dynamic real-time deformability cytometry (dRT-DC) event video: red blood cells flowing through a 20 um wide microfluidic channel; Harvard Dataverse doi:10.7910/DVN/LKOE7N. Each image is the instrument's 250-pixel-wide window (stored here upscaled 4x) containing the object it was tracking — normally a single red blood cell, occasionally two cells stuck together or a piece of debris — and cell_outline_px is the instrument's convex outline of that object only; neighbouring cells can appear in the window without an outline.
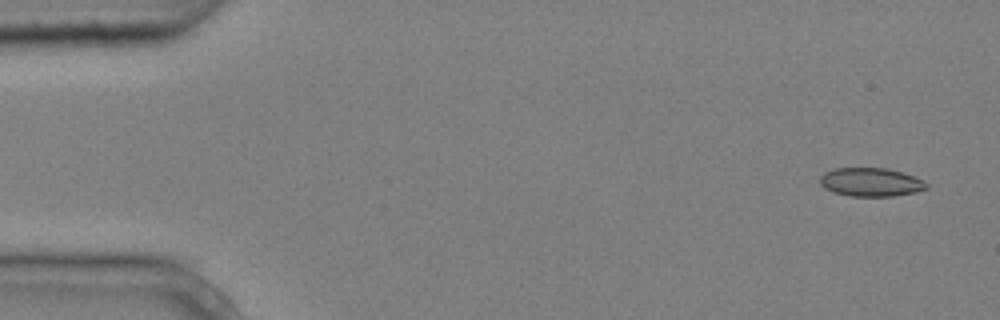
{"species": "common noctule bat (a hibernating species)", "species_latin": "Nyctalus noctula", "temperature_condition": "cold", "stored_images_in_passage": 5, "segment_of_instrument_passage": [1, 2], "camera_frame_rate_fps": 3000, "um_per_image_px": 0.085, "animal": {"sex": "male", "body_mass_g": 20.4}, "frame": {"image": 1, "passage_image": 1, "time_ms": 0.0, "image_size_px": [1000, 320], "cell_outline_px": [[928, 188], [916, 192], [892, 196], [852, 196], [832, 192], [824, 188], [820, 184], [820, 176], [824, 172], [836, 168], [888, 168], [924, 180], [928, 184]], "centroid_in_image_um": [74.01, 15.48], "position_along_channel_um": 11.0, "area_um2": 17.74}}